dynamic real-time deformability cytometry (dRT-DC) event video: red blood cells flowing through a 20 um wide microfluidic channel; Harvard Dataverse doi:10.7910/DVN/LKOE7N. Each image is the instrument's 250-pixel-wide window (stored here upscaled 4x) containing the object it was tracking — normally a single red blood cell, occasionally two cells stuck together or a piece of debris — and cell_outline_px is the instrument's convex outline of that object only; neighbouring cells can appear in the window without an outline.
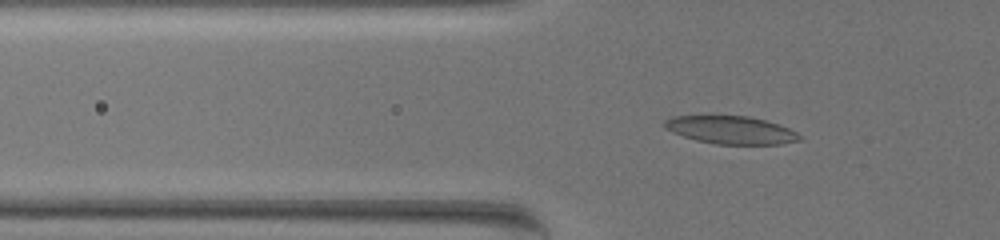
{"species": "common noctule bat (a hibernating species)", "species_latin": "Nyctalus noctula", "temperature_condition": "warm", "stored_images_in_passage": 38, "camera_frame_rate_fps": 3000, "um_per_image_px": 0.085, "animal": {"sex": "female", "body_mass_g": 19.5, "forearm_length_mm": 54.1}, "frame": {"image": 1, "passage_image": 24, "time_ms": 7.667, "image_size_px": [1000, 240], "cell_outline_px": [[800, 140], [780, 144], [716, 144], [696, 140], [672, 132], [664, 128], [664, 120], [672, 116], [748, 116], [780, 124], [796, 132], [800, 136]], "centroid_in_image_um": [62.11, 11.05], "position_along_channel_um": 63.7, "area_um2": 21.79}}
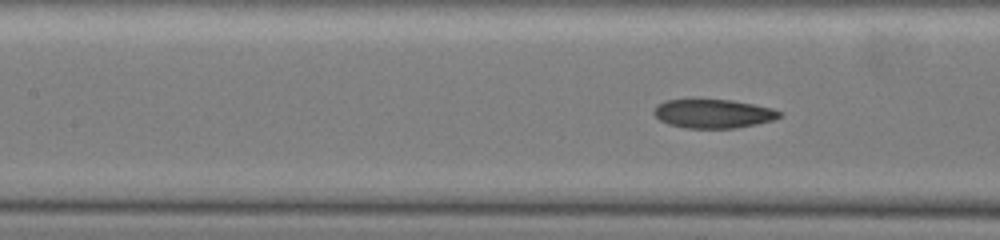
{"frame": {"image": 2, "passage_image": 32, "time_ms": 10.333, "image_size_px": [1000, 240], "cell_outline_px": [[780, 116], [772, 120], [756, 124], [736, 128], [684, 128], [668, 124], [660, 120], [652, 112], [656, 104], [664, 100], [732, 100], [772, 108], [780, 112]], "centroid_in_image_um": [60.57, 9.66], "position_along_channel_um": 146.8, "area_um2": 20.98}}
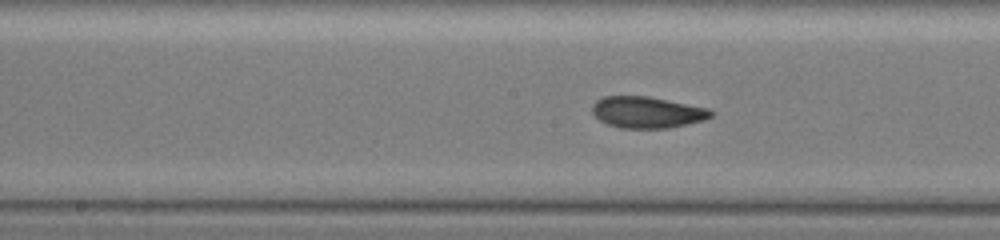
{"frame": {"image": 3, "passage_image": 36, "time_ms": 11.667, "image_size_px": [1000, 240], "cell_outline_px": [[716, 112], [712, 116], [704, 120], [688, 124], [668, 128], [620, 128], [608, 124], [600, 120], [592, 112], [592, 104], [596, 100], [604, 96], [648, 96], [708, 108]], "centroid_in_image_um": [55.02, 9.54], "position_along_channel_um": 193.2, "area_um2": 21.79}}